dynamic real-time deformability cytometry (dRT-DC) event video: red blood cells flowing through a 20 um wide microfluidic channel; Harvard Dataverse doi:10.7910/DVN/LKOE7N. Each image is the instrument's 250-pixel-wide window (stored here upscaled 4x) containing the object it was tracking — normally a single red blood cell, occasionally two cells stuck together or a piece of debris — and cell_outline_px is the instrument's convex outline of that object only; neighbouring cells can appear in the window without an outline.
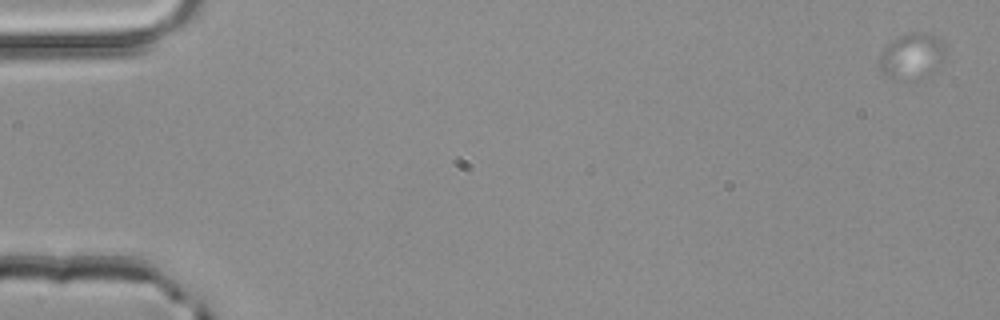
{"species": "common noctule bat (a hibernating species)", "species_latin": "Nyctalus noctula", "temperature_condition": "room temperature", "stored_images_in_passage": 28, "camera_frame_rate_fps": 3000, "um_per_image_px": 0.085, "animal": {"sex": "male", "body_mass_g": 20.4}, "frame": {"image": 1, "passage_image": 1, "time_ms": 0.0, "image_size_px": [1000, 320], "cell_outline_px": [[944, 60], [940, 68], [936, 72], [928, 76], [908, 84], [892, 80], [884, 76], [880, 72], [876, 64], [880, 56], [888, 44], [892, 40], [900, 36], [912, 32], [928, 32], [936, 36], [940, 40], [944, 48]], "centroid_in_image_um": [77.49, 4.88], "position_along_channel_um": 7.5, "area_um2": 18.79}}